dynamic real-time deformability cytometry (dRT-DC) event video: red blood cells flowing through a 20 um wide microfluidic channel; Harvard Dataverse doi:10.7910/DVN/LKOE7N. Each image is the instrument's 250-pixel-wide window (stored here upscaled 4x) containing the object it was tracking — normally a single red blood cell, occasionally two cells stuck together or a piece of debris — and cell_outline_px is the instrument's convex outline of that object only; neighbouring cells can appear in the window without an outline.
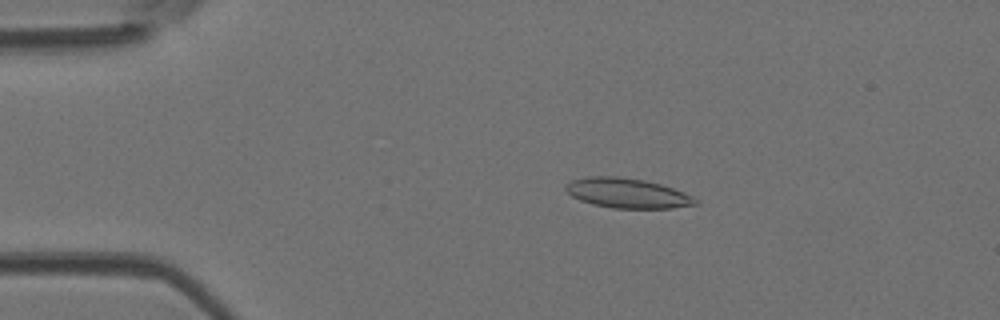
{"species": "Egyptian fruit bat (a non-hibernating species)", "species_latin": "Rousettus aegyptiacus", "temperature_condition": "room temperature", "stored_images_in_passage": 48, "camera_frame_rate_fps": 3000, "um_per_image_px": 0.085, "animal": {"sex": "female"}, "frame": {"image": 1, "passage_image": 6, "time_ms": 1.667, "image_size_px": [1000, 320], "cell_outline_px": [[700, 200], [696, 204], [672, 208], [612, 208], [592, 204], [580, 200], [572, 196], [564, 188], [572, 180], [588, 176], [620, 176], [644, 180], [660, 184], [684, 192]], "centroid_in_image_um": [53.33, 16.41], "position_along_channel_um": 31.7, "area_um2": 22.48}}
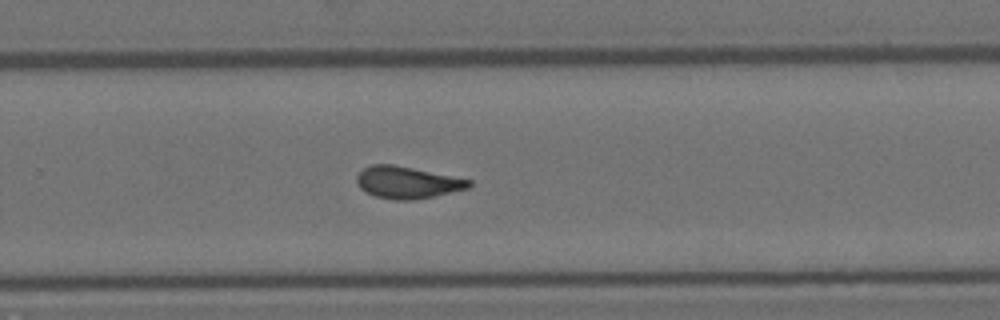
{"frame": {"image": 2, "passage_image": 30, "time_ms": 9.667, "image_size_px": [1000, 320], "cell_outline_px": [[472, 184], [468, 188], [432, 196], [412, 200], [396, 200], [376, 196], [364, 192], [360, 188], [356, 180], [356, 176], [364, 168], [372, 164], [392, 164], [472, 180]], "centroid_in_image_um": [34.58, 15.5], "position_along_channel_um": 295.2, "area_um2": 20.63}}
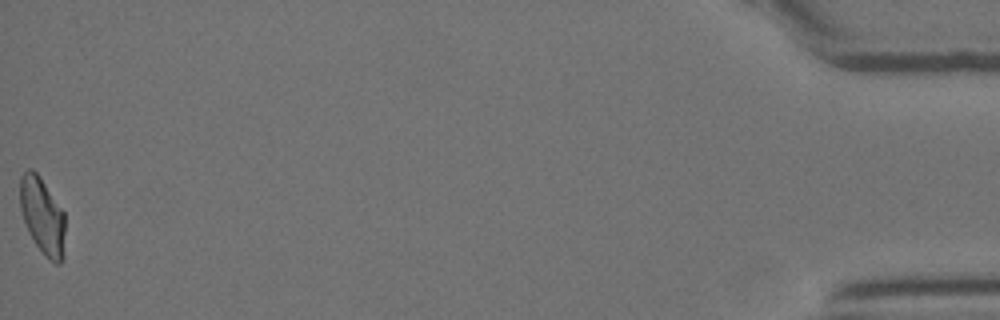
{"frame": {"image": 3, "passage_image": 48, "time_ms": 15.667, "image_size_px": [1000, 320], "cell_outline_px": [[64, 256], [60, 264], [56, 264], [48, 260], [36, 244], [28, 232], [20, 208], [20, 176], [28, 168], [32, 168], [40, 176], [64, 212]], "centroid_in_image_um": [3.6, 18.36], "position_along_channel_um": 431.6, "area_um2": 20.23}, "authors_computed_cell_mechanics": {"area_um2": 21.0103, "velocity_mm_per_s": 3.9139, "shape_relaxation_time_tau1_ms": 9.617, "shape_relaxation_time_tau2_ms": 2.1429, "deformation_change_tau1": 0.2478, "deformation_change_tau2": 0.0984}}